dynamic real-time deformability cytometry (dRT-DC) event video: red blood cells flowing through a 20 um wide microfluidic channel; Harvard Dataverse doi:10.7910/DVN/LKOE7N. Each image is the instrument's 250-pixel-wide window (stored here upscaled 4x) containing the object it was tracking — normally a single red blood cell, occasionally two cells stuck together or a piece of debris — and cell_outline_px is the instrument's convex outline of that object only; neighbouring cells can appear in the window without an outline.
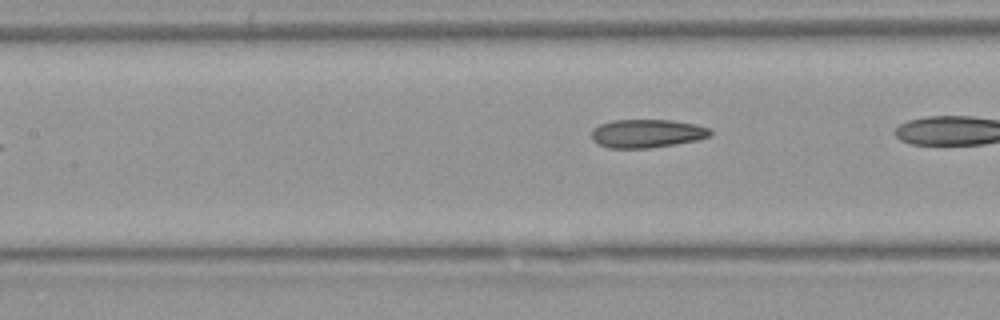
{"species": "Egyptian fruit bat (a non-hibernating species)", "species_latin": "Rousettus aegyptiacus", "temperature_condition": "warm", "stored_images_in_passage": 5, "camera_frame_rate_fps": 3000, "um_per_image_px": 0.085, "animal": {"sex": "female"}, "frame": {"image": 1, "passage_image": 5, "time_ms": 5.0, "image_size_px": [1000, 320], "cell_outline_px": [[712, 136], [696, 140], [676, 144], [648, 148], [608, 148], [596, 144], [592, 140], [592, 128], [600, 124], [612, 120], [672, 120], [696, 124], [708, 128], [712, 132]], "centroid_in_image_um": [54.97, 11.35], "position_along_channel_um": 152.4, "area_um2": 19.83}}